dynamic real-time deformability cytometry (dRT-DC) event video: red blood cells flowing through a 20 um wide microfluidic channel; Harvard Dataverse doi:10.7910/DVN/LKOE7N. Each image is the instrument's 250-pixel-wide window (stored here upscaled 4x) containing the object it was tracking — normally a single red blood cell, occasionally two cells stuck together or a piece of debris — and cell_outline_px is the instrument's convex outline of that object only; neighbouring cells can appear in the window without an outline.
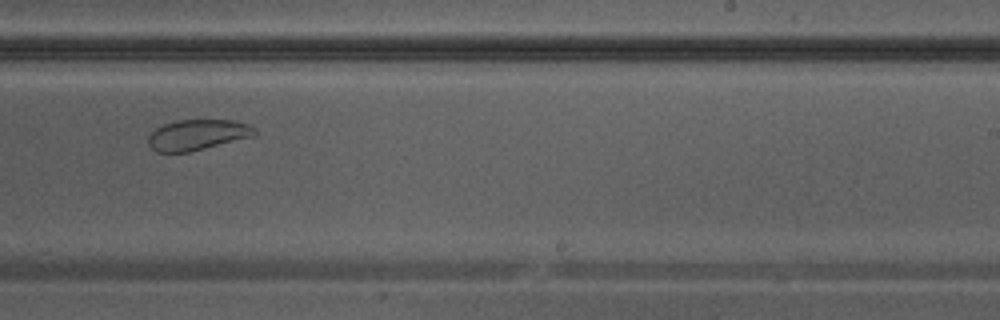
{"species": "Egyptian fruit bat (a non-hibernating species)", "species_latin": "Rousettus aegyptiacus", "temperature_condition": "warm", "stored_images_in_passage": 36, "camera_frame_rate_fps": 3000, "um_per_image_px": 0.085, "animal": {"sex": "male"}, "frame": {"image": 1, "passage_image": 21, "time_ms": 6.667, "image_size_px": [1000, 320], "cell_outline_px": [[256, 136], [188, 152], [156, 152], [148, 144], [148, 136], [156, 128], [164, 124], [176, 120], [232, 120], [248, 124], [256, 128]], "centroid_in_image_um": [16.8, 11.46], "position_along_channel_um": 272.2, "area_um2": 19.02}}
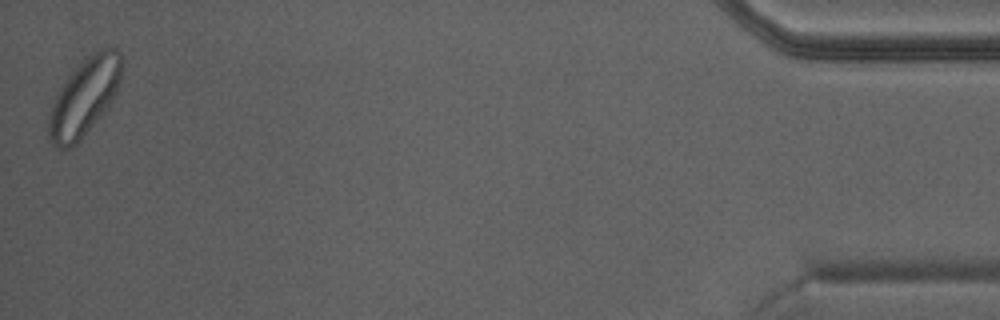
{"frame": {"image": 2, "passage_image": 36, "time_ms": 11.667, "image_size_px": [1000, 320], "cell_outline_px": [[124, 60], [120, 80], [108, 104], [76, 144], [64, 152], [60, 152], [48, 140], [48, 112], [64, 80], [88, 56], [100, 48], [116, 48], [124, 56]], "centroid_in_image_um": [7.13, 8.26], "position_along_channel_um": 428.1, "area_um2": 32.6}}